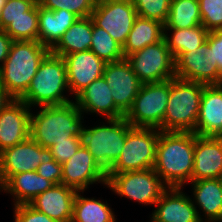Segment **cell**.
Here are the masks:
<instances>
[{
  "label": "cell",
  "instance_id": "cell-1",
  "mask_svg": "<svg viewBox=\"0 0 222 222\" xmlns=\"http://www.w3.org/2000/svg\"><path fill=\"white\" fill-rule=\"evenodd\" d=\"M195 134L160 131L153 170L168 187H182L192 181Z\"/></svg>",
  "mask_w": 222,
  "mask_h": 222
},
{
  "label": "cell",
  "instance_id": "cell-2",
  "mask_svg": "<svg viewBox=\"0 0 222 222\" xmlns=\"http://www.w3.org/2000/svg\"><path fill=\"white\" fill-rule=\"evenodd\" d=\"M30 118V137L44 148L82 137L84 125L82 112L75 101L53 106H41Z\"/></svg>",
  "mask_w": 222,
  "mask_h": 222
},
{
  "label": "cell",
  "instance_id": "cell-3",
  "mask_svg": "<svg viewBox=\"0 0 222 222\" xmlns=\"http://www.w3.org/2000/svg\"><path fill=\"white\" fill-rule=\"evenodd\" d=\"M50 52L38 41H12L9 54L0 67V84L14 99H19Z\"/></svg>",
  "mask_w": 222,
  "mask_h": 222
},
{
  "label": "cell",
  "instance_id": "cell-4",
  "mask_svg": "<svg viewBox=\"0 0 222 222\" xmlns=\"http://www.w3.org/2000/svg\"><path fill=\"white\" fill-rule=\"evenodd\" d=\"M66 91H69V86L65 60L50 52L41 62L27 91L19 99L30 108L63 105L73 101L64 95Z\"/></svg>",
  "mask_w": 222,
  "mask_h": 222
},
{
  "label": "cell",
  "instance_id": "cell-5",
  "mask_svg": "<svg viewBox=\"0 0 222 222\" xmlns=\"http://www.w3.org/2000/svg\"><path fill=\"white\" fill-rule=\"evenodd\" d=\"M204 85L177 77L170 79V94L162 131L194 133Z\"/></svg>",
  "mask_w": 222,
  "mask_h": 222
},
{
  "label": "cell",
  "instance_id": "cell-6",
  "mask_svg": "<svg viewBox=\"0 0 222 222\" xmlns=\"http://www.w3.org/2000/svg\"><path fill=\"white\" fill-rule=\"evenodd\" d=\"M106 120L107 125L84 127L82 144L107 173L122 153L127 132L132 126L124 117Z\"/></svg>",
  "mask_w": 222,
  "mask_h": 222
},
{
  "label": "cell",
  "instance_id": "cell-7",
  "mask_svg": "<svg viewBox=\"0 0 222 222\" xmlns=\"http://www.w3.org/2000/svg\"><path fill=\"white\" fill-rule=\"evenodd\" d=\"M170 94V79L143 83L124 118L132 127L157 128L162 131Z\"/></svg>",
  "mask_w": 222,
  "mask_h": 222
},
{
  "label": "cell",
  "instance_id": "cell-8",
  "mask_svg": "<svg viewBox=\"0 0 222 222\" xmlns=\"http://www.w3.org/2000/svg\"><path fill=\"white\" fill-rule=\"evenodd\" d=\"M159 134L157 128L132 127L127 132L122 153L107 174L153 168Z\"/></svg>",
  "mask_w": 222,
  "mask_h": 222
},
{
  "label": "cell",
  "instance_id": "cell-9",
  "mask_svg": "<svg viewBox=\"0 0 222 222\" xmlns=\"http://www.w3.org/2000/svg\"><path fill=\"white\" fill-rule=\"evenodd\" d=\"M106 187L140 204L155 205L168 186L151 169L107 174Z\"/></svg>",
  "mask_w": 222,
  "mask_h": 222
},
{
  "label": "cell",
  "instance_id": "cell-10",
  "mask_svg": "<svg viewBox=\"0 0 222 222\" xmlns=\"http://www.w3.org/2000/svg\"><path fill=\"white\" fill-rule=\"evenodd\" d=\"M142 83L162 82L175 77V61L165 39L126 57Z\"/></svg>",
  "mask_w": 222,
  "mask_h": 222
},
{
  "label": "cell",
  "instance_id": "cell-11",
  "mask_svg": "<svg viewBox=\"0 0 222 222\" xmlns=\"http://www.w3.org/2000/svg\"><path fill=\"white\" fill-rule=\"evenodd\" d=\"M49 148H44L31 137L0 152V187L13 175L36 171L41 163L53 161Z\"/></svg>",
  "mask_w": 222,
  "mask_h": 222
},
{
  "label": "cell",
  "instance_id": "cell-12",
  "mask_svg": "<svg viewBox=\"0 0 222 222\" xmlns=\"http://www.w3.org/2000/svg\"><path fill=\"white\" fill-rule=\"evenodd\" d=\"M90 17L96 26L107 31L123 47L137 11L131 0H107L96 3Z\"/></svg>",
  "mask_w": 222,
  "mask_h": 222
},
{
  "label": "cell",
  "instance_id": "cell-13",
  "mask_svg": "<svg viewBox=\"0 0 222 222\" xmlns=\"http://www.w3.org/2000/svg\"><path fill=\"white\" fill-rule=\"evenodd\" d=\"M174 61L177 78L205 85L222 84V74L217 65L211 64L212 49L207 40L197 49L180 53Z\"/></svg>",
  "mask_w": 222,
  "mask_h": 222
},
{
  "label": "cell",
  "instance_id": "cell-14",
  "mask_svg": "<svg viewBox=\"0 0 222 222\" xmlns=\"http://www.w3.org/2000/svg\"><path fill=\"white\" fill-rule=\"evenodd\" d=\"M103 77L111 88L115 105L126 114L143 83L133 72L126 58L116 62H107Z\"/></svg>",
  "mask_w": 222,
  "mask_h": 222
},
{
  "label": "cell",
  "instance_id": "cell-15",
  "mask_svg": "<svg viewBox=\"0 0 222 222\" xmlns=\"http://www.w3.org/2000/svg\"><path fill=\"white\" fill-rule=\"evenodd\" d=\"M94 183L106 186L107 173L82 144L75 155L62 164V184L77 191H85Z\"/></svg>",
  "mask_w": 222,
  "mask_h": 222
},
{
  "label": "cell",
  "instance_id": "cell-16",
  "mask_svg": "<svg viewBox=\"0 0 222 222\" xmlns=\"http://www.w3.org/2000/svg\"><path fill=\"white\" fill-rule=\"evenodd\" d=\"M69 93L75 98L84 88L103 76L106 62L91 50L75 52L64 57Z\"/></svg>",
  "mask_w": 222,
  "mask_h": 222
},
{
  "label": "cell",
  "instance_id": "cell-17",
  "mask_svg": "<svg viewBox=\"0 0 222 222\" xmlns=\"http://www.w3.org/2000/svg\"><path fill=\"white\" fill-rule=\"evenodd\" d=\"M31 110L20 99H14L0 112V152L30 137Z\"/></svg>",
  "mask_w": 222,
  "mask_h": 222
},
{
  "label": "cell",
  "instance_id": "cell-18",
  "mask_svg": "<svg viewBox=\"0 0 222 222\" xmlns=\"http://www.w3.org/2000/svg\"><path fill=\"white\" fill-rule=\"evenodd\" d=\"M152 212L160 222H203L200 211L192 203L191 197L182 192V187H168Z\"/></svg>",
  "mask_w": 222,
  "mask_h": 222
},
{
  "label": "cell",
  "instance_id": "cell-19",
  "mask_svg": "<svg viewBox=\"0 0 222 222\" xmlns=\"http://www.w3.org/2000/svg\"><path fill=\"white\" fill-rule=\"evenodd\" d=\"M74 99L83 115L88 112L96 113L106 116V119H117L125 115L115 105L111 88L103 76L90 83Z\"/></svg>",
  "mask_w": 222,
  "mask_h": 222
},
{
  "label": "cell",
  "instance_id": "cell-20",
  "mask_svg": "<svg viewBox=\"0 0 222 222\" xmlns=\"http://www.w3.org/2000/svg\"><path fill=\"white\" fill-rule=\"evenodd\" d=\"M194 134L222 137V84L204 85Z\"/></svg>",
  "mask_w": 222,
  "mask_h": 222
},
{
  "label": "cell",
  "instance_id": "cell-21",
  "mask_svg": "<svg viewBox=\"0 0 222 222\" xmlns=\"http://www.w3.org/2000/svg\"><path fill=\"white\" fill-rule=\"evenodd\" d=\"M222 176V137L195 134L192 181L217 179Z\"/></svg>",
  "mask_w": 222,
  "mask_h": 222
},
{
  "label": "cell",
  "instance_id": "cell-22",
  "mask_svg": "<svg viewBox=\"0 0 222 222\" xmlns=\"http://www.w3.org/2000/svg\"><path fill=\"white\" fill-rule=\"evenodd\" d=\"M77 190L65 184L53 185L36 196L29 205L57 222H71Z\"/></svg>",
  "mask_w": 222,
  "mask_h": 222
},
{
  "label": "cell",
  "instance_id": "cell-23",
  "mask_svg": "<svg viewBox=\"0 0 222 222\" xmlns=\"http://www.w3.org/2000/svg\"><path fill=\"white\" fill-rule=\"evenodd\" d=\"M192 203L205 214L204 222H222V180L202 179L191 181ZM198 205V206H197ZM198 207V208H197ZM207 219V220H206Z\"/></svg>",
  "mask_w": 222,
  "mask_h": 222
},
{
  "label": "cell",
  "instance_id": "cell-24",
  "mask_svg": "<svg viewBox=\"0 0 222 222\" xmlns=\"http://www.w3.org/2000/svg\"><path fill=\"white\" fill-rule=\"evenodd\" d=\"M77 19L65 9L51 11L38 4V42L51 50Z\"/></svg>",
  "mask_w": 222,
  "mask_h": 222
},
{
  "label": "cell",
  "instance_id": "cell-25",
  "mask_svg": "<svg viewBox=\"0 0 222 222\" xmlns=\"http://www.w3.org/2000/svg\"><path fill=\"white\" fill-rule=\"evenodd\" d=\"M54 184L40 176L37 171L23 172L11 176L1 187L0 191L13 195V203L29 204L36 196L50 189Z\"/></svg>",
  "mask_w": 222,
  "mask_h": 222
},
{
  "label": "cell",
  "instance_id": "cell-26",
  "mask_svg": "<svg viewBox=\"0 0 222 222\" xmlns=\"http://www.w3.org/2000/svg\"><path fill=\"white\" fill-rule=\"evenodd\" d=\"M93 31L92 18H78L50 50L52 54L64 57L75 52L88 51Z\"/></svg>",
  "mask_w": 222,
  "mask_h": 222
},
{
  "label": "cell",
  "instance_id": "cell-27",
  "mask_svg": "<svg viewBox=\"0 0 222 222\" xmlns=\"http://www.w3.org/2000/svg\"><path fill=\"white\" fill-rule=\"evenodd\" d=\"M164 39V24L137 16L122 47L124 58Z\"/></svg>",
  "mask_w": 222,
  "mask_h": 222
},
{
  "label": "cell",
  "instance_id": "cell-28",
  "mask_svg": "<svg viewBox=\"0 0 222 222\" xmlns=\"http://www.w3.org/2000/svg\"><path fill=\"white\" fill-rule=\"evenodd\" d=\"M84 191H77L73 203V217L71 222H116L115 214L107 201L86 198L81 195Z\"/></svg>",
  "mask_w": 222,
  "mask_h": 222
},
{
  "label": "cell",
  "instance_id": "cell-29",
  "mask_svg": "<svg viewBox=\"0 0 222 222\" xmlns=\"http://www.w3.org/2000/svg\"><path fill=\"white\" fill-rule=\"evenodd\" d=\"M168 32H172L171 36ZM208 34L202 24L187 29H164V39L174 59L180 53L197 49L206 42Z\"/></svg>",
  "mask_w": 222,
  "mask_h": 222
},
{
  "label": "cell",
  "instance_id": "cell-30",
  "mask_svg": "<svg viewBox=\"0 0 222 222\" xmlns=\"http://www.w3.org/2000/svg\"><path fill=\"white\" fill-rule=\"evenodd\" d=\"M202 24L198 0H171L164 29H187Z\"/></svg>",
  "mask_w": 222,
  "mask_h": 222
},
{
  "label": "cell",
  "instance_id": "cell-31",
  "mask_svg": "<svg viewBox=\"0 0 222 222\" xmlns=\"http://www.w3.org/2000/svg\"><path fill=\"white\" fill-rule=\"evenodd\" d=\"M90 50L106 63L116 62L124 58L122 46L107 31L94 23Z\"/></svg>",
  "mask_w": 222,
  "mask_h": 222
},
{
  "label": "cell",
  "instance_id": "cell-32",
  "mask_svg": "<svg viewBox=\"0 0 222 222\" xmlns=\"http://www.w3.org/2000/svg\"><path fill=\"white\" fill-rule=\"evenodd\" d=\"M3 30L13 41H38V4L27 15L12 20Z\"/></svg>",
  "mask_w": 222,
  "mask_h": 222
},
{
  "label": "cell",
  "instance_id": "cell-33",
  "mask_svg": "<svg viewBox=\"0 0 222 222\" xmlns=\"http://www.w3.org/2000/svg\"><path fill=\"white\" fill-rule=\"evenodd\" d=\"M39 6L51 10L65 9L74 13L78 18L91 16L95 7L94 0H37Z\"/></svg>",
  "mask_w": 222,
  "mask_h": 222
},
{
  "label": "cell",
  "instance_id": "cell-34",
  "mask_svg": "<svg viewBox=\"0 0 222 222\" xmlns=\"http://www.w3.org/2000/svg\"><path fill=\"white\" fill-rule=\"evenodd\" d=\"M137 11V16L156 20L165 24L171 0H131Z\"/></svg>",
  "mask_w": 222,
  "mask_h": 222
},
{
  "label": "cell",
  "instance_id": "cell-35",
  "mask_svg": "<svg viewBox=\"0 0 222 222\" xmlns=\"http://www.w3.org/2000/svg\"><path fill=\"white\" fill-rule=\"evenodd\" d=\"M198 3L204 28L222 30V0H198Z\"/></svg>",
  "mask_w": 222,
  "mask_h": 222
},
{
  "label": "cell",
  "instance_id": "cell-36",
  "mask_svg": "<svg viewBox=\"0 0 222 222\" xmlns=\"http://www.w3.org/2000/svg\"><path fill=\"white\" fill-rule=\"evenodd\" d=\"M37 4V0H7L0 13V30L12 20L27 15Z\"/></svg>",
  "mask_w": 222,
  "mask_h": 222
},
{
  "label": "cell",
  "instance_id": "cell-37",
  "mask_svg": "<svg viewBox=\"0 0 222 222\" xmlns=\"http://www.w3.org/2000/svg\"><path fill=\"white\" fill-rule=\"evenodd\" d=\"M82 145V137H71L69 141L58 142L49 149L54 157V160L59 164L67 162Z\"/></svg>",
  "mask_w": 222,
  "mask_h": 222
},
{
  "label": "cell",
  "instance_id": "cell-38",
  "mask_svg": "<svg viewBox=\"0 0 222 222\" xmlns=\"http://www.w3.org/2000/svg\"><path fill=\"white\" fill-rule=\"evenodd\" d=\"M14 222H57L34 209L29 204H19L14 206Z\"/></svg>",
  "mask_w": 222,
  "mask_h": 222
},
{
  "label": "cell",
  "instance_id": "cell-39",
  "mask_svg": "<svg viewBox=\"0 0 222 222\" xmlns=\"http://www.w3.org/2000/svg\"><path fill=\"white\" fill-rule=\"evenodd\" d=\"M208 46L212 49V65L222 74V30L209 31Z\"/></svg>",
  "mask_w": 222,
  "mask_h": 222
},
{
  "label": "cell",
  "instance_id": "cell-40",
  "mask_svg": "<svg viewBox=\"0 0 222 222\" xmlns=\"http://www.w3.org/2000/svg\"><path fill=\"white\" fill-rule=\"evenodd\" d=\"M36 171L40 176L50 180L54 185L62 184V164H59L55 160L48 163H41Z\"/></svg>",
  "mask_w": 222,
  "mask_h": 222
},
{
  "label": "cell",
  "instance_id": "cell-41",
  "mask_svg": "<svg viewBox=\"0 0 222 222\" xmlns=\"http://www.w3.org/2000/svg\"><path fill=\"white\" fill-rule=\"evenodd\" d=\"M12 41V38L4 30H0V67L9 54Z\"/></svg>",
  "mask_w": 222,
  "mask_h": 222
},
{
  "label": "cell",
  "instance_id": "cell-42",
  "mask_svg": "<svg viewBox=\"0 0 222 222\" xmlns=\"http://www.w3.org/2000/svg\"><path fill=\"white\" fill-rule=\"evenodd\" d=\"M13 100H14V98L0 84V112Z\"/></svg>",
  "mask_w": 222,
  "mask_h": 222
},
{
  "label": "cell",
  "instance_id": "cell-43",
  "mask_svg": "<svg viewBox=\"0 0 222 222\" xmlns=\"http://www.w3.org/2000/svg\"><path fill=\"white\" fill-rule=\"evenodd\" d=\"M7 3V0H0V13L3 9V7L5 6V4Z\"/></svg>",
  "mask_w": 222,
  "mask_h": 222
},
{
  "label": "cell",
  "instance_id": "cell-44",
  "mask_svg": "<svg viewBox=\"0 0 222 222\" xmlns=\"http://www.w3.org/2000/svg\"><path fill=\"white\" fill-rule=\"evenodd\" d=\"M151 219V221L150 222H160V221H158L153 215H152V217H150Z\"/></svg>",
  "mask_w": 222,
  "mask_h": 222
},
{
  "label": "cell",
  "instance_id": "cell-45",
  "mask_svg": "<svg viewBox=\"0 0 222 222\" xmlns=\"http://www.w3.org/2000/svg\"><path fill=\"white\" fill-rule=\"evenodd\" d=\"M95 3H99V2H102V1H107V0H94Z\"/></svg>",
  "mask_w": 222,
  "mask_h": 222
}]
</instances>
